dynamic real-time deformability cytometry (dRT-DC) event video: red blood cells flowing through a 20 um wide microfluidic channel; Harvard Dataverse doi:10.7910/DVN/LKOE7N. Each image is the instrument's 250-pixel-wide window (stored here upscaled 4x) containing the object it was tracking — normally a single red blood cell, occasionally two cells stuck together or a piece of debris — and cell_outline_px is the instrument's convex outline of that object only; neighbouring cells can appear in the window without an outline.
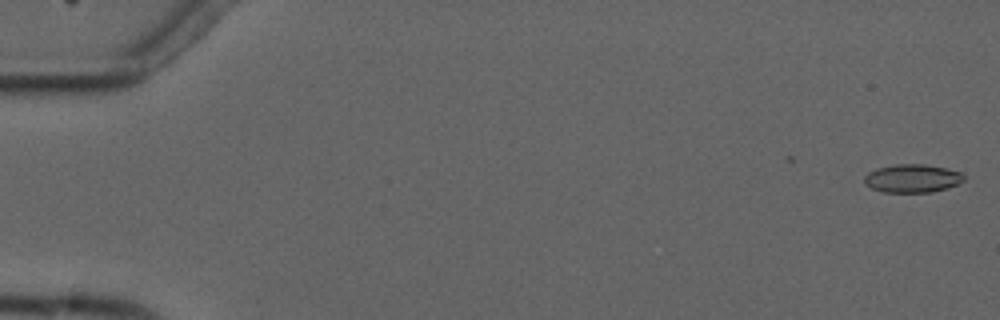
{"species": "common noctule bat (a hibernating species)", "species_latin": "Nyctalus noctula", "temperature_condition": "cold", "stored_images_in_passage": 7, "camera_frame_rate_fps": 3000, "um_per_image_px": 0.085, "animal": {"sex": "male", "forearm_length_mm": 52.5}, "frame": {"image": 1, "passage_image": 1, "time_ms": 0.0, "image_size_px": [1000, 320], "cell_outline_px": [[964, 180], [948, 188], [932, 192], [884, 192], [872, 188], [864, 184], [864, 176], [868, 172], [876, 168], [896, 164], [924, 164], [964, 172]], "centroid_in_image_um": [77.54, 15.16], "position_along_channel_um": 7.5, "area_um2": 16.47}}
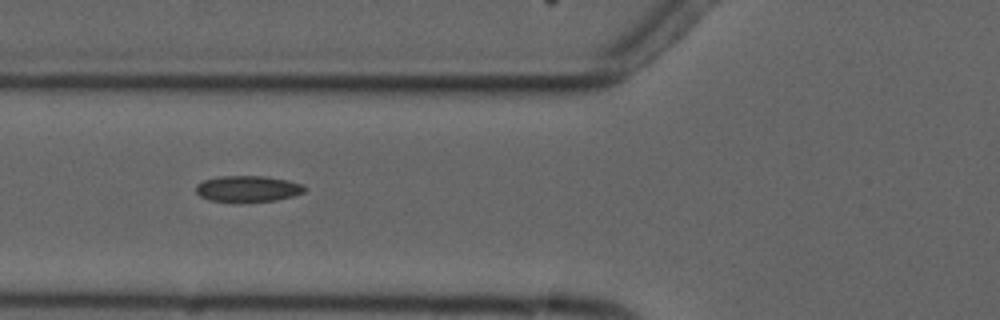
{"frame": {"image": 2, "passage_image": 7, "time_ms": 6.667, "image_size_px": [1000, 320], "cell_outline_px": [[304, 192], [292, 196], [276, 200], [240, 204], [236, 204], [208, 200], [200, 196], [196, 192], [196, 184], [204, 180], [220, 176], [264, 176], [288, 180], [304, 184]], "centroid_in_image_um": [21.03, 16.08], "position_along_channel_um": 104.8, "area_um2": 17.11}}